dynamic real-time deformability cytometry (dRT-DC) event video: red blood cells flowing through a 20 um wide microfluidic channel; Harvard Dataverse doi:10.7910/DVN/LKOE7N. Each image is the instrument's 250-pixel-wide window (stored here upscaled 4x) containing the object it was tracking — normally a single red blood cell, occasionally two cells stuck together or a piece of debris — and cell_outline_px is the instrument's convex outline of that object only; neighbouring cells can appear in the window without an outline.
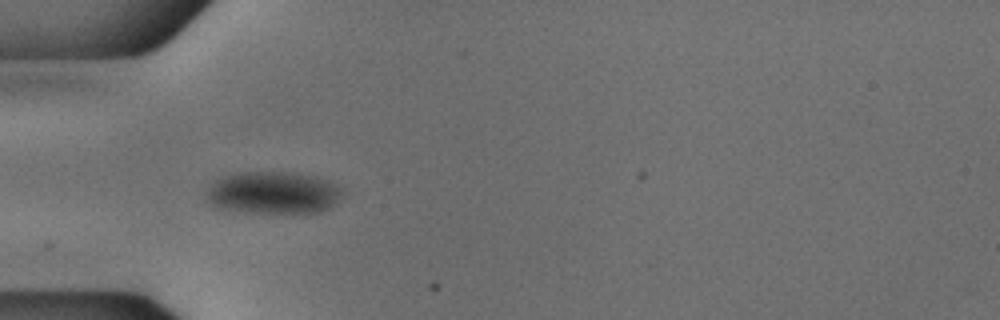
{"species": "common noctule bat (a hibernating species)", "species_latin": "Nyctalus noctula", "temperature_condition": "cold", "stored_images_in_passage": 38, "camera_frame_rate_fps": 3000, "um_per_image_px": 0.085, "animal": {"sex": "male", "body_mass_g": 18.8}, "frame": {"image": 1, "passage_image": 1, "time_ms": 0.0, "image_size_px": [1000, 320], "cell_outline_px": [[344, 192], [328, 208], [320, 212], [252, 212], [212, 208], [204, 200], [208, 188], [216, 180], [232, 172], [296, 172], [316, 176], [328, 180], [344, 188]], "centroid_in_image_um": [23.17, 16.37], "position_along_channel_um": 61.8, "area_um2": 33.93}}
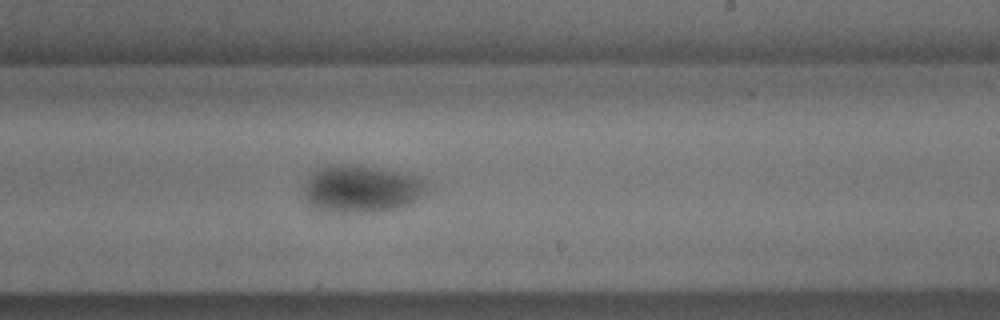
{"frame": {"image": 2, "passage_image": 17, "time_ms": 5.333, "image_size_px": [1000, 320], "cell_outline_px": [[432, 184], [428, 192], [424, 196], [412, 204], [400, 208], [380, 212], [340, 212], [320, 208], [312, 204], [304, 196], [304, 184], [324, 164], [352, 164], [412, 172], [428, 180]], "centroid_in_image_um": [30.92, 16.02], "position_along_channel_um": 258.1, "area_um2": 34.91}}
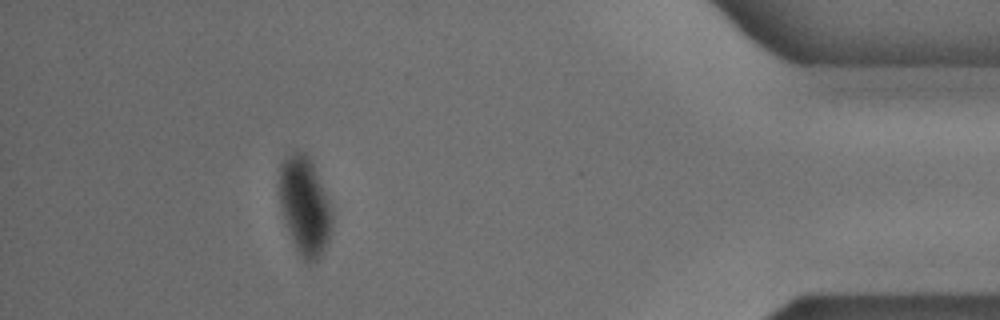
{"frame": {"image": 3, "passage_image": 33, "time_ms": 10.667, "image_size_px": [1000, 320], "cell_outline_px": [[332, 228], [328, 240], [320, 256], [316, 260], [304, 260], [300, 256], [296, 248], [284, 220], [280, 204], [280, 164], [284, 156], [296, 152], [304, 152], [308, 156], [312, 164], [328, 200], [332, 212]], "centroid_in_image_um": [25.89, 17.49], "position_along_channel_um": 409.3, "area_um2": 29.42}}